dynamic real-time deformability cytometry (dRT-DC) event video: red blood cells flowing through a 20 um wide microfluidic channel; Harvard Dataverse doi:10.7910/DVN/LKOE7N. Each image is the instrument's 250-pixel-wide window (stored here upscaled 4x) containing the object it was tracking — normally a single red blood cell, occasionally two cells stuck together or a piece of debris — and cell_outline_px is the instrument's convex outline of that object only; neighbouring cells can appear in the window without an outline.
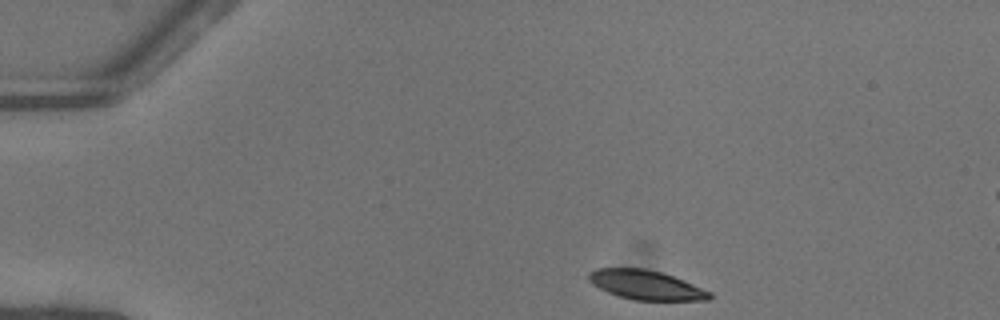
{"species": "common noctule bat (a hibernating species)", "species_latin": "Nyctalus noctula", "temperature_condition": "warm", "stored_images_in_passage": 44, "camera_frame_rate_fps": 3000, "um_per_image_px": 0.085, "animal": {"sex": "female"}, "frame": {"image": 1, "passage_image": 1, "time_ms": 0.0, "image_size_px": [1000, 320], "cell_outline_px": [[712, 296], [708, 300], [632, 300], [616, 296], [592, 284], [588, 280], [588, 272], [596, 268], [644, 268], [660, 272], [672, 276], [712, 292]], "centroid_in_image_um": [54.86, 24.22], "position_along_channel_um": 30.1, "area_um2": 20.63}}
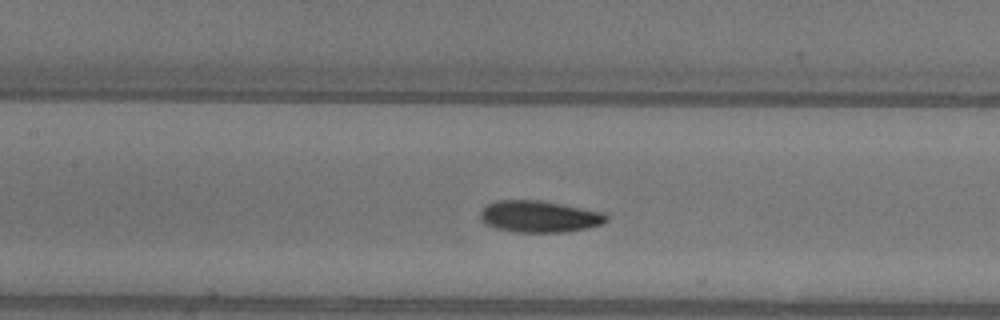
{"frame": {"image": 2, "passage_image": 16, "time_ms": 5.0, "image_size_px": [1000, 320], "cell_outline_px": [[608, 220], [604, 224], [588, 228], [564, 232], [512, 232], [496, 228], [484, 224], [480, 220], [480, 212], [488, 204], [496, 200], [540, 200], [604, 212], [608, 216]], "centroid_in_image_um": [45.85, 18.41], "position_along_channel_um": 161.6, "area_um2": 23.47}}
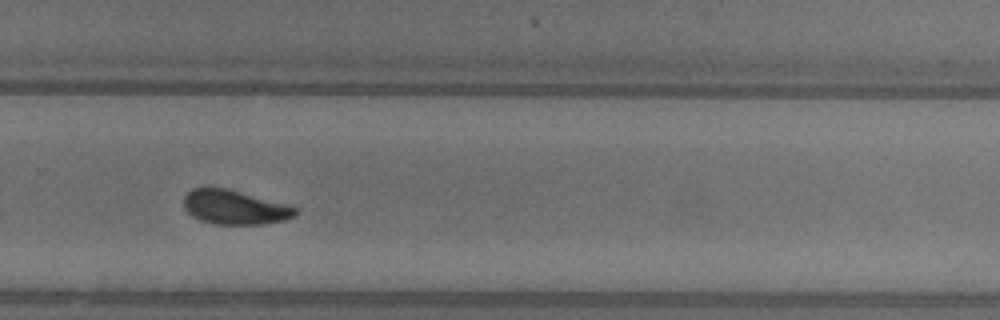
{"frame": {"image": 3, "passage_image": 27, "time_ms": 8.667, "image_size_px": [1000, 320], "cell_outline_px": [[296, 216], [284, 220], [264, 224], [212, 224], [200, 220], [192, 216], [184, 208], [184, 196], [192, 188], [228, 188], [296, 208]], "centroid_in_image_um": [19.89, 17.63], "position_along_channel_um": 309.9, "area_um2": 21.96}, "authors_computed_cell_mechanics": {"area_um2": 22.4553, "velocity_mm_per_s": 4.0623, "shape_relaxation_time_tau1_ms": 3.2955, "shape_relaxation_time_tau2_ms": 2.8506, "deformation_change_tau1": 0.1344, "deformation_change_tau2": 0.0835}}